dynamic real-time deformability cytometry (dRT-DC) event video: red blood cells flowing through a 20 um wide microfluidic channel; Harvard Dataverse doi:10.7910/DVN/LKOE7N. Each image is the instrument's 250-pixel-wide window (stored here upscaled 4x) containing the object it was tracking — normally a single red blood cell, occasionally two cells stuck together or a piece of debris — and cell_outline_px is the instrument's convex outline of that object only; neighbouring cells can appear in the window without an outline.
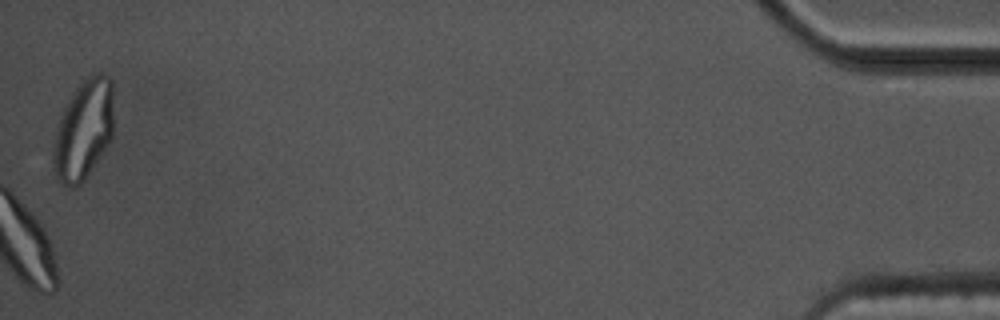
{"species": "common noctule bat (a hibernating species)", "species_latin": "Nyctalus noctula", "temperature_condition": "cold", "stored_images_in_passage": 52, "camera_frame_rate_fps": 3000, "um_per_image_px": 0.085, "animal": {"sex": "male", "body_mass_g": 17.5, "forearm_length_mm": 52.3}, "frame": {"image": 1, "passage_image": 52, "time_ms": 17.0, "image_size_px": [1000, 320], "cell_outline_px": [[112, 140], [104, 152], [84, 180], [76, 188], [68, 188], [60, 184], [56, 180], [52, 164], [52, 152], [56, 132], [60, 116], [68, 100], [76, 88], [92, 72], [104, 72], [112, 80]], "centroid_in_image_um": [7.09, 11.08], "position_along_channel_um": 428.1, "area_um2": 35.66}, "authors_computed_cell_mechanics": {"area_um2": 22.8021, "velocity_mm_per_s": 3.445, "shape_relaxation_time_tau1_ms": 5.0765, "shape_relaxation_time_tau2_ms": 3.4561, "deformation_change_tau1": 0.16, "deformation_change_tau2": 0.0988}}